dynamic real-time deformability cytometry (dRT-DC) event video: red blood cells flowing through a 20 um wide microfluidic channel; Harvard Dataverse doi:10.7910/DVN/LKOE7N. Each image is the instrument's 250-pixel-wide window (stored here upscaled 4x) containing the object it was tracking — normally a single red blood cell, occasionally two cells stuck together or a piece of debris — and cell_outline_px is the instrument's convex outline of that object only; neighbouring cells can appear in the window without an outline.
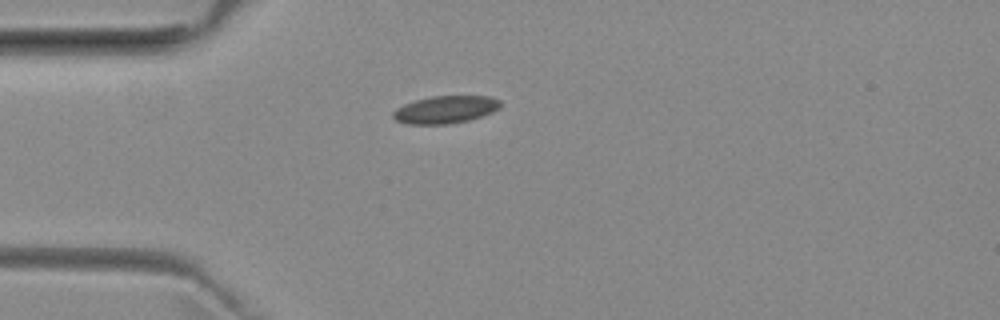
{"species": "common noctule bat (a hibernating species)", "species_latin": "Nyctalus noctula", "temperature_condition": "room temperature", "stored_images_in_passage": 40, "camera_frame_rate_fps": 3000, "um_per_image_px": 0.085, "animal": {"sex": "female", "body_mass_g": 29.2, "forearm_length_mm": 56.3}, "frame": {"image": 1, "passage_image": 1, "time_ms": 0.0, "image_size_px": [1000, 320], "cell_outline_px": [[500, 108], [492, 112], [468, 120], [448, 124], [408, 124], [396, 120], [392, 116], [392, 112], [396, 108], [404, 104], [416, 100], [432, 96], [488, 96], [500, 100]], "centroid_in_image_um": [37.84, 9.31], "position_along_channel_um": 47.2, "area_um2": 17.11}}
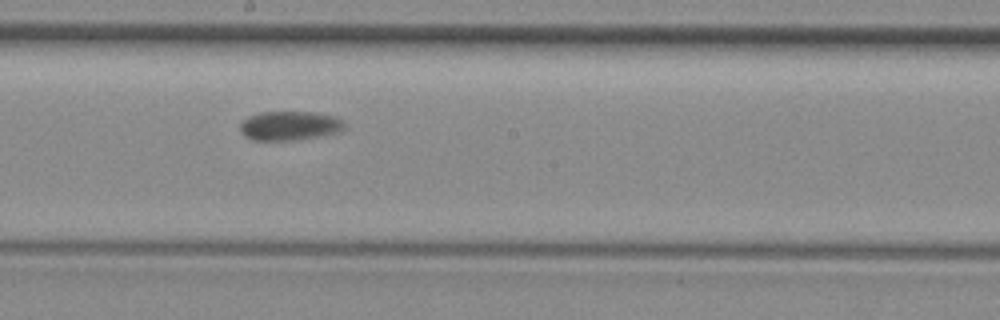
{"frame": {"image": 2, "passage_image": 16, "time_ms": 5.0, "image_size_px": [1000, 320], "cell_outline_px": [[344, 128], [336, 132], [320, 136], [292, 140], [252, 140], [244, 136], [240, 132], [240, 124], [248, 116], [260, 112], [316, 112], [336, 116], [344, 120]], "centroid_in_image_um": [24.6, 10.68], "position_along_channel_um": 223.6, "area_um2": 17.8}}
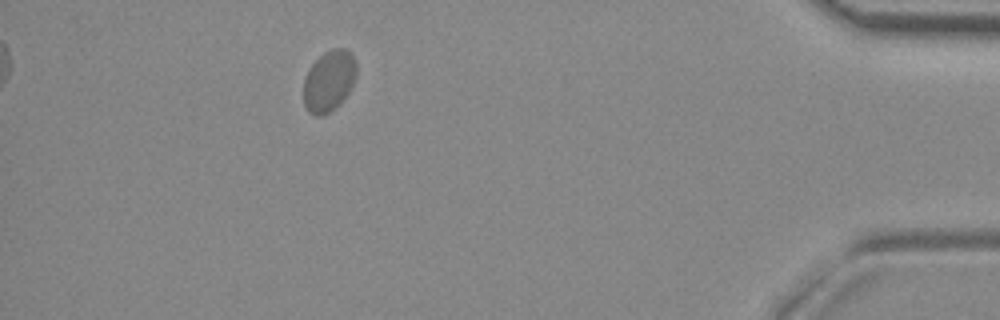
{"frame": {"image": 3, "passage_image": 35, "time_ms": 11.333, "image_size_px": [1000, 320], "cell_outline_px": [[356, 76], [348, 92], [340, 104], [324, 116], [316, 116], [308, 112], [304, 104], [304, 80], [312, 64], [324, 52], [332, 48], [344, 48], [352, 52], [356, 64]], "centroid_in_image_um": [27.97, 6.88], "position_along_channel_um": 407.2, "area_um2": 18.84}, "authors_computed_cell_mechanics": {"area_um2": 17.8891, "velocity_mm_per_s": 3.8266, "shape_relaxation_time_tau1_ms": 1.5098, "shape_relaxation_time_tau2_ms": 2.9913, "deformation_change_tau1": 0.0486, "deformation_change_tau2": 0.0486}}